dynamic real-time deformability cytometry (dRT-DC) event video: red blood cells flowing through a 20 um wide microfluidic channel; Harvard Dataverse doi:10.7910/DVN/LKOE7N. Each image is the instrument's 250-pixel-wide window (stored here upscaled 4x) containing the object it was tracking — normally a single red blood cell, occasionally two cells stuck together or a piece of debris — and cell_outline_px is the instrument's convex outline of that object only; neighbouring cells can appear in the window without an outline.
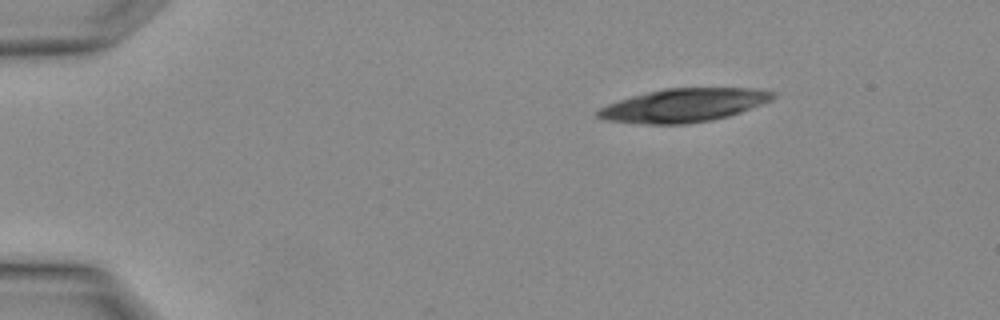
{"species": "Egyptian fruit bat (a non-hibernating species)", "species_latin": "Rousettus aegyptiacus", "temperature_condition": "warm", "stored_images_in_passage": 2, "camera_frame_rate_fps": 3000, "um_per_image_px": 0.085, "animal": {"sex": "female"}, "frame": {"image": 1, "passage_image": 1, "time_ms": 0.0, "image_size_px": [1000, 320], "cell_outline_px": [[776, 96], [772, 100], [740, 112], [728, 116], [712, 120], [688, 124], [644, 124], [604, 120], [596, 116], [596, 112], [600, 108], [608, 104], [632, 96], [664, 88], [760, 88], [776, 92]], "centroid_in_image_um": [58.15, 8.95], "position_along_channel_um": 26.9, "area_um2": 34.16}}